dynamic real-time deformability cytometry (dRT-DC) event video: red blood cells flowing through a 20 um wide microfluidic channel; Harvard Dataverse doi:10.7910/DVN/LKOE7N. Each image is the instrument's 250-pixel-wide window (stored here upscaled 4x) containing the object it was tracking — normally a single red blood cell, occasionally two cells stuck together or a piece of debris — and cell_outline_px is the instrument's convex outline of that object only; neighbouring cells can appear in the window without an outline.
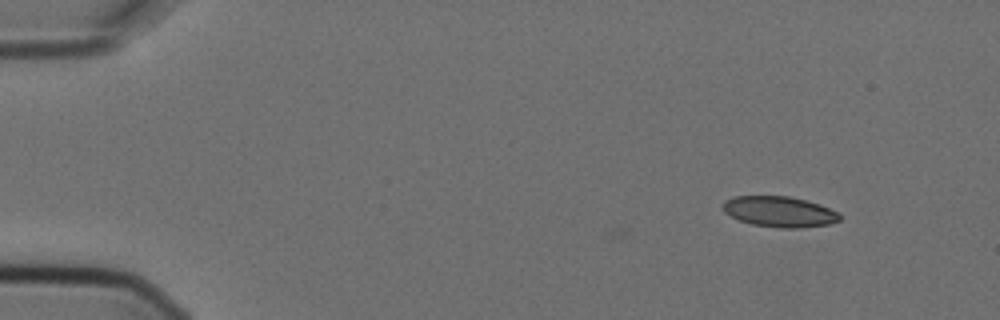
{"species": "Egyptian fruit bat (a non-hibernating species)", "species_latin": "Rousettus aegyptiacus", "temperature_condition": "cold", "stored_images_in_passage": 5, "camera_frame_rate_fps": 3000, "um_per_image_px": 0.085, "animal": {"sex": "female"}, "frame": {"image": 1, "passage_image": 2, "time_ms": 0.333, "image_size_px": [1000, 320], "cell_outline_px": [[840, 220], [828, 224], [800, 228], [780, 228], [752, 224], [740, 220], [724, 212], [720, 204], [724, 200], [732, 196], [788, 196], [820, 204], [840, 212]], "centroid_in_image_um": [66.23, 17.98], "position_along_channel_um": 18.8, "area_um2": 20.98}}
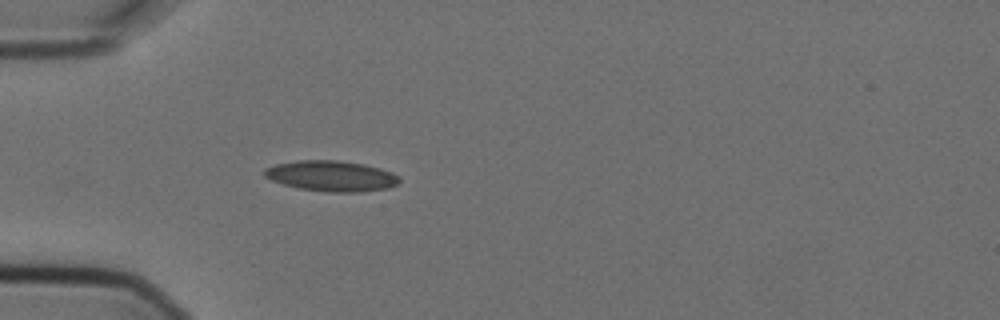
{"frame": {"image": 2, "passage_image": 5, "time_ms": 1.333, "image_size_px": [1000, 320], "cell_outline_px": [[400, 180], [396, 184], [388, 188], [360, 192], [328, 192], [300, 188], [284, 184], [272, 180], [264, 176], [264, 168], [276, 164], [296, 160], [336, 160], [364, 164], [380, 168], [392, 172], [400, 176]], "centroid_in_image_um": [28.18, 14.95], "position_along_channel_um": 56.8, "area_um2": 24.04}}